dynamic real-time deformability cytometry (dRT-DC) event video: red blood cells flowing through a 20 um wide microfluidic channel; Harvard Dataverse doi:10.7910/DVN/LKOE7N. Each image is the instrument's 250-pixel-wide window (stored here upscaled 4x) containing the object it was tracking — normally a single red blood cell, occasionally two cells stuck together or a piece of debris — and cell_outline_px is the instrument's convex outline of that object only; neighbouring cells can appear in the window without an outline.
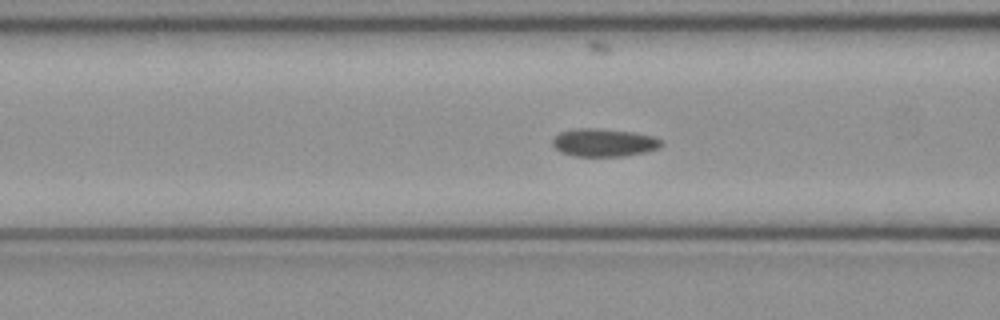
{"species": "common noctule bat (a hibernating species)", "species_latin": "Nyctalus noctula", "temperature_condition": "cold", "stored_images_in_passage": 47, "camera_frame_rate_fps": 3000, "um_per_image_px": 0.085, "animal": {"sex": "female", "body_mass_g": 21.9}, "frame": {"image": 1, "passage_image": 15, "time_ms": 4.667, "image_size_px": [1000, 320], "cell_outline_px": [[664, 144], [660, 148], [644, 152], [624, 156], [572, 156], [560, 152], [552, 144], [552, 140], [560, 132], [572, 128], [596, 128], [632, 132], [652, 136], [660, 140]], "centroid_in_image_um": [51.31, 12.12], "position_along_channel_um": 115.3, "area_um2": 17.74}}
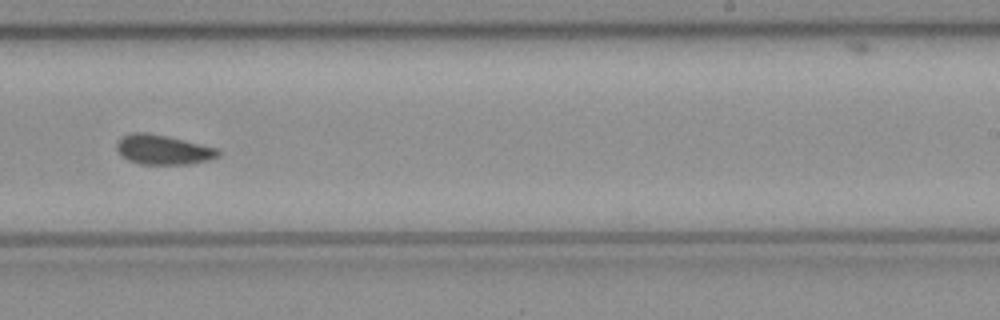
{"frame": {"image": 2, "passage_image": 27, "time_ms": 8.667, "image_size_px": [1000, 320], "cell_outline_px": [[220, 156], [208, 160], [192, 164], [140, 164], [128, 160], [116, 148], [116, 144], [124, 136], [132, 132], [148, 132], [168, 136], [216, 148], [220, 152]], "centroid_in_image_um": [13.88, 12.72], "position_along_channel_um": 275.1, "area_um2": 17.4}}
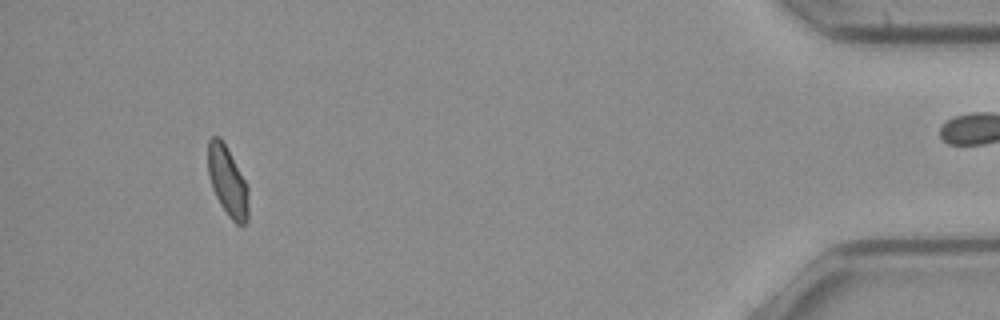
{"frame": {"image": 3, "passage_image": 43, "time_ms": 14.0, "image_size_px": [1000, 320], "cell_outline_px": [[248, 220], [244, 224], [236, 224], [228, 216], [220, 204], [212, 188], [208, 176], [208, 140], [212, 136], [220, 136], [248, 184]], "centroid_in_image_um": [19.35, 15.41], "position_along_channel_um": 415.9, "area_um2": 16.59}, "authors_computed_cell_mechanics": {"area_um2": 17.5712, "velocity_mm_per_s": 3.9941, "shape_relaxation_time_tau1_ms": null, "shape_relaxation_time_tau2_ms": 3.8722, "deformation_change_tau1": null, "deformation_change_tau2": 0.0827}}